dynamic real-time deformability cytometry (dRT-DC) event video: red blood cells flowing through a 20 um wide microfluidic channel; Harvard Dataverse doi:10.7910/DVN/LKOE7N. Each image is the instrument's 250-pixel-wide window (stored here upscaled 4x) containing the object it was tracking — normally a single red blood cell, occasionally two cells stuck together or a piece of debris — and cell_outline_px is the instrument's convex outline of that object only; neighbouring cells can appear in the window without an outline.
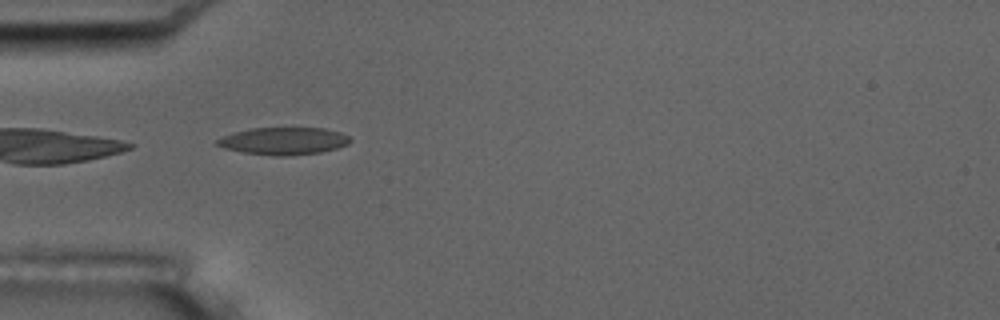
{"species": "common noctule bat (a hibernating species)", "species_latin": "Nyctalus noctula", "temperature_condition": "room temperature", "stored_images_in_passage": 6, "camera_frame_rate_fps": 3000, "um_per_image_px": 0.085, "animal": {"sex": "male", "body_mass_g": 17.5, "forearm_length_mm": 52.3}, "frame": {"image": 1, "passage_image": 5, "time_ms": 5.0, "image_size_px": [1000, 320], "cell_outline_px": [[352, 140], [348, 144], [336, 148], [320, 152], [288, 156], [276, 156], [244, 152], [224, 148], [216, 144], [216, 140], [224, 136], [236, 132], [252, 128], [324, 128], [340, 132], [348, 136]], "centroid_in_image_um": [24.13, 11.98], "position_along_channel_um": 60.9, "area_um2": 20.98}}